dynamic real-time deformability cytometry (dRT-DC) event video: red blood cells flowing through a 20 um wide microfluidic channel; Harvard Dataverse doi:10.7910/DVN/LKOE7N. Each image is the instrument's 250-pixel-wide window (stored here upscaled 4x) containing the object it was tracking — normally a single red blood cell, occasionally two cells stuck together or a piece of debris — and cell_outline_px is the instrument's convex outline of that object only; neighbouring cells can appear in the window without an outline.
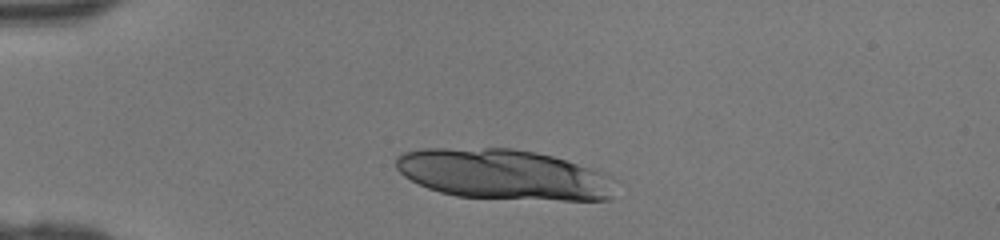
{"species": "human", "species_latin": "Homo sapiens", "temperature_condition": "room temperature", "stored_images_in_passage": 38, "segment_of_instrument_passage": [1, 2], "camera_frame_rate_fps": 3000, "um_per_image_px": 0.085, "donor": {"sex": "female"}, "frame": {"image": 1, "passage_image": 5, "time_ms": 1.333, "image_size_px": [1000, 240], "cell_outline_px": [[612, 196], [608, 200], [560, 200], [456, 196], [440, 192], [428, 188], [404, 176], [396, 168], [396, 156], [404, 152], [420, 148], [512, 148], [536, 152], [552, 156], [604, 172], [612, 176]], "centroid_in_image_um": [42.78, 14.81], "position_along_channel_um": 42.2, "area_um2": 64.16}}